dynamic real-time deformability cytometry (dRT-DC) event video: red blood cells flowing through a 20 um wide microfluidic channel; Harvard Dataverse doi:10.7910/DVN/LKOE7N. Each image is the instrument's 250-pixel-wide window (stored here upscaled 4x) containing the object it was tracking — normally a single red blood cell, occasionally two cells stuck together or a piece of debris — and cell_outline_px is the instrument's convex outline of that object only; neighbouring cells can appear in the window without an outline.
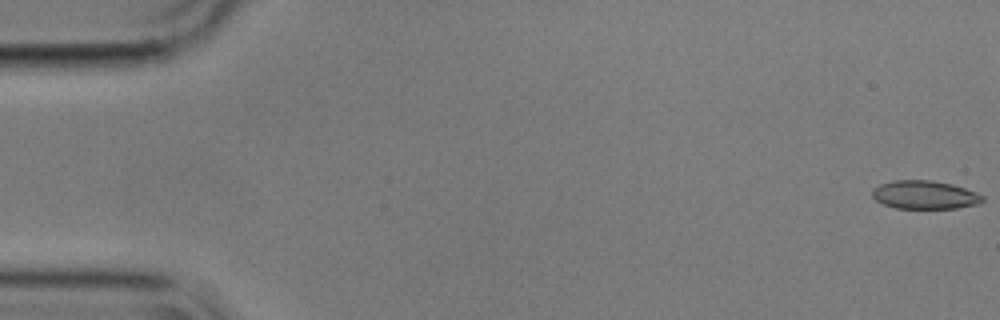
{"species": "common noctule bat (a hibernating species)", "species_latin": "Nyctalus noctula", "temperature_condition": "cold", "stored_images_in_passage": 20, "camera_frame_rate_fps": 3000, "um_per_image_px": 0.085, "animal": {"sex": "male", "body_mass_g": 17.9}, "frame": {"image": 1, "passage_image": 1, "time_ms": 0.0, "image_size_px": [1000, 320], "cell_outline_px": [[984, 200], [980, 204], [956, 208], [896, 208], [884, 204], [876, 200], [872, 196], [872, 188], [880, 184], [892, 180], [932, 180], [952, 184], [976, 192], [984, 196]], "centroid_in_image_um": [78.6, 16.55], "position_along_channel_um": 6.4, "area_um2": 18.32}}
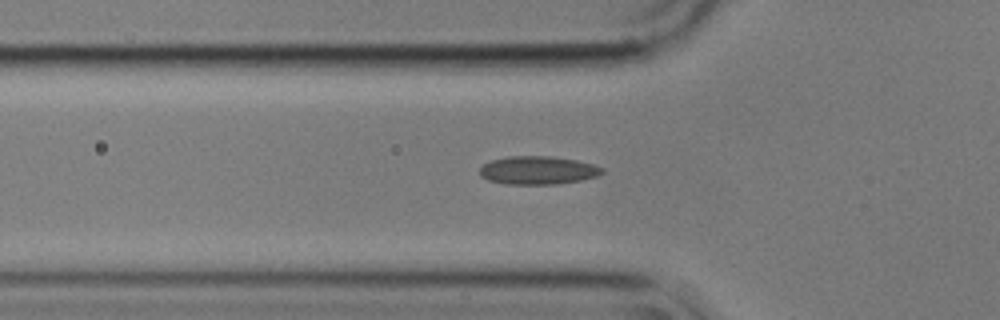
{"frame": {"image": 2, "passage_image": 19, "time_ms": 6.0, "image_size_px": [1000, 320], "cell_outline_px": [[604, 172], [596, 176], [580, 180], [556, 184], [504, 184], [488, 180], [480, 176], [480, 168], [484, 164], [492, 160], [508, 156], [548, 156], [576, 160], [592, 164], [604, 168]], "centroid_in_image_um": [45.7, 14.47], "position_along_channel_um": 80.1, "area_um2": 20.06}}